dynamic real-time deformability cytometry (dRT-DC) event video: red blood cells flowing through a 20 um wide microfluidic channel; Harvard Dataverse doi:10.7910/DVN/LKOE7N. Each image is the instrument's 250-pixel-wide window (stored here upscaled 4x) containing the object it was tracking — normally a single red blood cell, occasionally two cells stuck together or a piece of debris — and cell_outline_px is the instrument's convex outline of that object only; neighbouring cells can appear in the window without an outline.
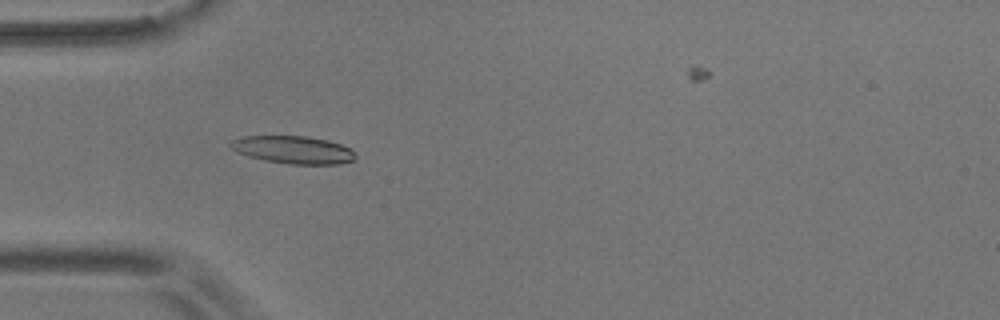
{"species": "common noctule bat (a hibernating species)", "species_latin": "Nyctalus noctula", "temperature_condition": "room temperature", "stored_images_in_passage": 33, "camera_frame_rate_fps": 3000, "um_per_image_px": 0.085, "animal": {"sex": "male", "body_mass_g": 17.9}, "frame": {"image": 1, "passage_image": 4, "time_ms": 1.0, "image_size_px": [1000, 320], "cell_outline_px": [[356, 160], [340, 164], [288, 164], [264, 160], [248, 156], [236, 152], [228, 144], [232, 140], [244, 136], [308, 136], [328, 140], [340, 144], [348, 148], [356, 156]], "centroid_in_image_um": [24.91, 12.73], "position_along_channel_um": 60.1, "area_um2": 20.17}}
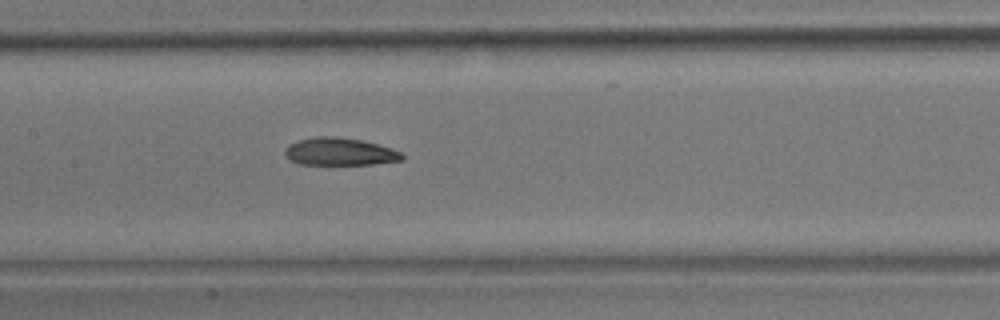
{"frame": {"image": 2, "passage_image": 14, "time_ms": 4.333, "image_size_px": [1000, 320], "cell_outline_px": [[404, 160], [372, 164], [300, 164], [292, 160], [284, 152], [284, 148], [300, 140], [316, 136], [336, 136], [360, 140], [392, 148], [400, 152], [404, 156]], "centroid_in_image_um": [28.91, 12.89], "position_along_channel_um": 178.5, "area_um2": 18.55}}
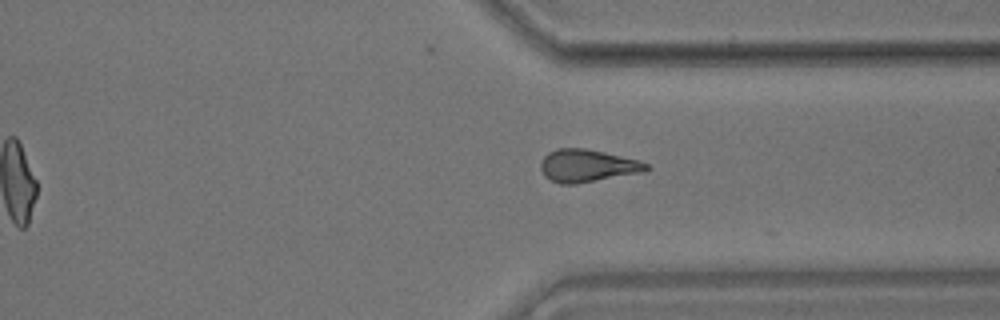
{"frame": {"image": 3, "passage_image": 29, "time_ms": 9.333, "image_size_px": [1000, 320], "cell_outline_px": [[652, 168], [640, 172], [576, 184], [560, 184], [544, 176], [540, 168], [540, 164], [544, 156], [548, 152], [556, 148], [584, 148], [604, 152], [640, 160], [648, 164]], "centroid_in_image_um": [49.9, 14.08], "position_along_channel_um": 361.5, "area_um2": 20.0}, "authors_computed_cell_mechanics": {"area_um2": 19.4208, "velocity_mm_per_s": 3.6568, "shape_relaxation_time_tau1_ms": 6.1732, "shape_relaxation_time_tau2_ms": null, "deformation_change_tau1": 0.1659, "deformation_change_tau2": null}}